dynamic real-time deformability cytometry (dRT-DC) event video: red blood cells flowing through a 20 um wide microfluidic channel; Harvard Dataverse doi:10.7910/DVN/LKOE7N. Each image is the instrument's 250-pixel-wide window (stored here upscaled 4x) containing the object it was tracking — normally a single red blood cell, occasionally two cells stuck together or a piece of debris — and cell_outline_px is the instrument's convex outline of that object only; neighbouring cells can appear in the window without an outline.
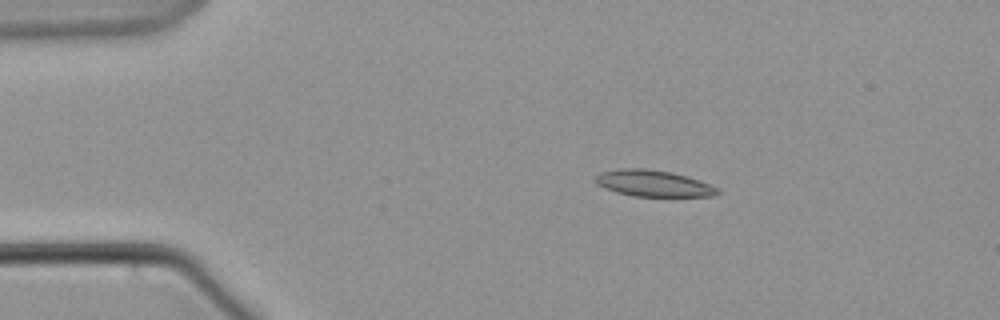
{"species": "common noctule bat (a hibernating species)", "species_latin": "Nyctalus noctula", "temperature_condition": "warm", "stored_images_in_passage": 49, "camera_frame_rate_fps": 3000, "um_per_image_px": 0.085, "animal": {"sex": "male", "body_mass_g": 21.5, "forearm_length_mm": 52.0}, "frame": {"image": 1, "passage_image": 1, "time_ms": 0.0, "image_size_px": [1000, 320], "cell_outline_px": [[720, 192], [712, 196], [632, 196], [616, 192], [604, 188], [596, 184], [596, 176], [600, 172], [620, 168], [648, 168], [672, 172], [688, 176], [700, 180], [716, 188]], "centroid_in_image_um": [55.5, 15.57], "position_along_channel_um": 29.5, "area_um2": 18.79}}
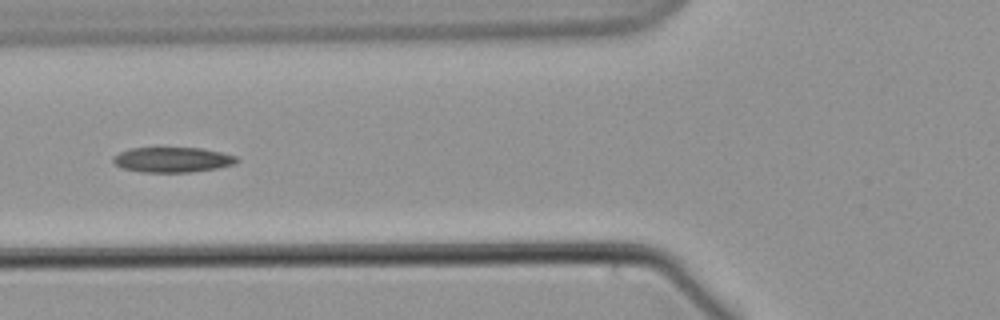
{"frame": {"image": 2, "passage_image": 13, "time_ms": 4.0, "image_size_px": [1000, 320], "cell_outline_px": [[240, 160], [236, 164], [216, 168], [188, 172], [140, 172], [120, 168], [112, 160], [120, 152], [132, 148], [200, 148], [220, 152], [236, 156]], "centroid_in_image_um": [14.67, 13.58], "position_along_channel_um": 111.1, "area_um2": 17.98}}
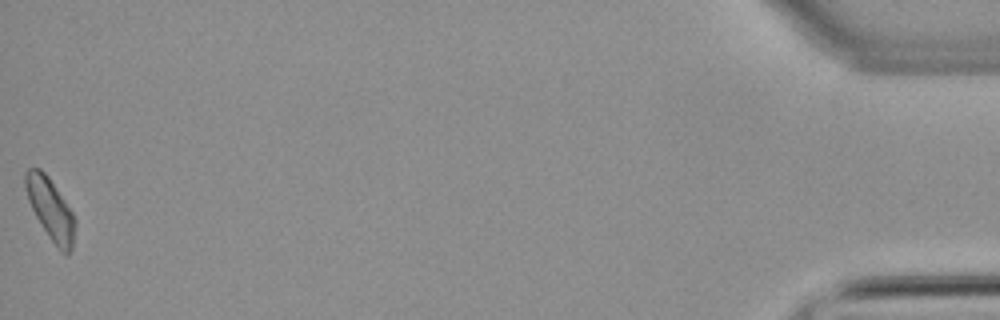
{"frame": {"image": 3, "passage_image": 49, "time_ms": 16.0, "image_size_px": [1000, 320], "cell_outline_px": [[76, 224], [72, 248], [68, 256], [64, 256], [60, 252], [36, 216], [28, 200], [24, 184], [24, 172], [28, 168], [40, 168], [48, 176], [72, 212], [76, 220]], "centroid_in_image_um": [4.3, 17.78], "position_along_channel_um": 430.9, "area_um2": 17.69}}